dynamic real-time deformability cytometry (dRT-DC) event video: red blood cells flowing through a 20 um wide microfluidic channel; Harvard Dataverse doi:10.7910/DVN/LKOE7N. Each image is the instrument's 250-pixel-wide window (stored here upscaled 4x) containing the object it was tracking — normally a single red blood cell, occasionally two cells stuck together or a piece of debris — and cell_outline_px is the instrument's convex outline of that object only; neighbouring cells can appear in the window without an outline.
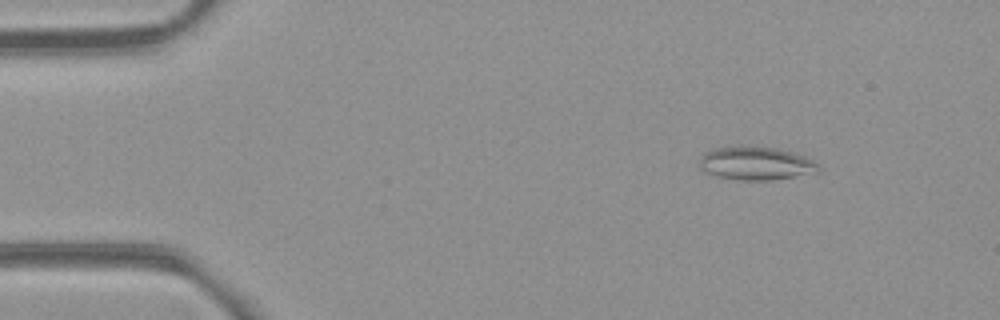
{"species": "common noctule bat (a hibernating species)", "species_latin": "Nyctalus noctula", "temperature_condition": "room temperature", "stored_images_in_passage": 53, "camera_frame_rate_fps": 3000, "um_per_image_px": 0.085, "animal": {"sex": "female", "body_mass_g": 21.9}, "frame": {"image": 1, "passage_image": 7, "time_ms": 2.0, "image_size_px": [1000, 320], "cell_outline_px": [[820, 172], [768, 180], [740, 180], [716, 176], [704, 172], [700, 168], [700, 160], [704, 152], [716, 148], [740, 144], [776, 148], [792, 152], [812, 160], [820, 168]], "centroid_in_image_um": [64.2, 13.86], "position_along_channel_um": 20.8, "area_um2": 23.24}}
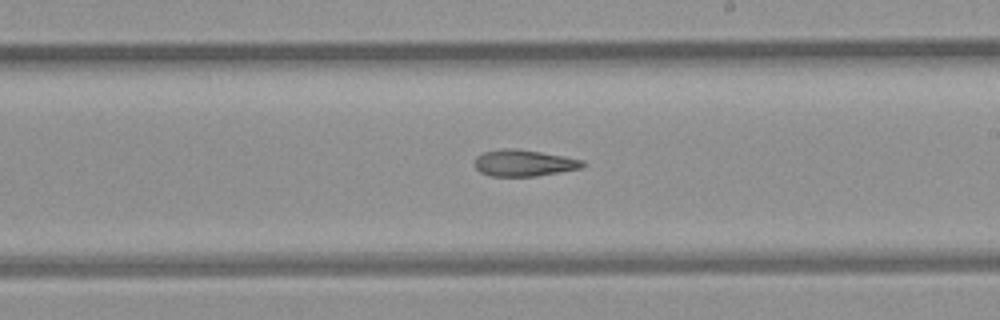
{"frame": {"image": 2, "passage_image": 31, "time_ms": 10.0, "image_size_px": [1000, 320], "cell_outline_px": [[584, 164], [580, 168], [536, 176], [488, 176], [480, 172], [476, 168], [476, 156], [484, 152], [504, 148], [516, 148], [564, 156], [584, 160]], "centroid_in_image_um": [44.5, 13.85], "position_along_channel_um": 244.5, "area_um2": 16.53}}
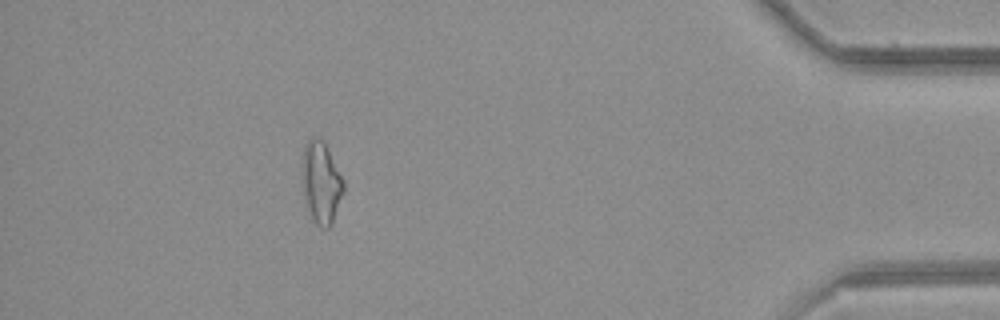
{"frame": {"image": 3, "passage_image": 48, "time_ms": 15.667, "image_size_px": [1000, 320], "cell_outline_px": [[344, 192], [332, 224], [328, 228], [320, 228], [312, 220], [304, 196], [304, 148], [308, 140], [312, 136], [316, 136], [324, 140], [344, 180]], "centroid_in_image_um": [27.35, 15.53], "position_along_channel_um": 407.9, "area_um2": 19.54}}